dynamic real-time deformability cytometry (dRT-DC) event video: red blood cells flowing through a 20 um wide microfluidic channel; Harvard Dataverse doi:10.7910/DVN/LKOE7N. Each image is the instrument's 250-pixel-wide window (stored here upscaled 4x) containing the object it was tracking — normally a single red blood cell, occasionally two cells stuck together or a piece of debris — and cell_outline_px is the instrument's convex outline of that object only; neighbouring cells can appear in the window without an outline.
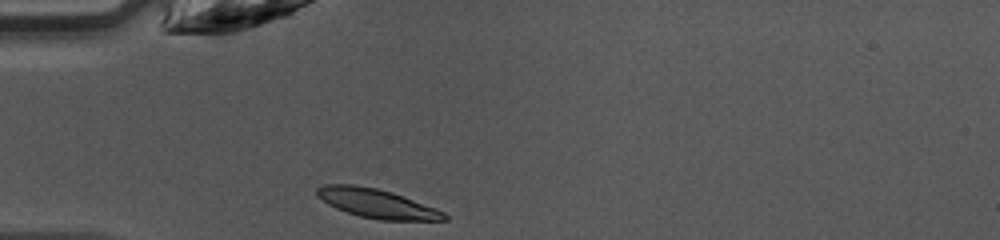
{"species": "common noctule bat (a hibernating species)", "species_latin": "Nyctalus noctula", "temperature_condition": "warm", "stored_images_in_passage": 34, "camera_frame_rate_fps": 3000, "um_per_image_px": 0.085, "animal": {"sex": "female", "body_mass_g": 10.0, "forearm_length_mm": 53.1}, "frame": {"image": 1, "passage_image": 1, "time_ms": 0.0, "image_size_px": [1000, 240], "cell_outline_px": [[448, 220], [380, 220], [360, 216], [336, 208], [328, 204], [316, 196], [316, 188], [324, 184], [352, 184], [376, 188], [392, 192], [404, 196], [436, 208], [444, 212], [448, 216]], "centroid_in_image_um": [32.03, 17.28], "position_along_channel_um": 53.0, "area_um2": 21.56}}
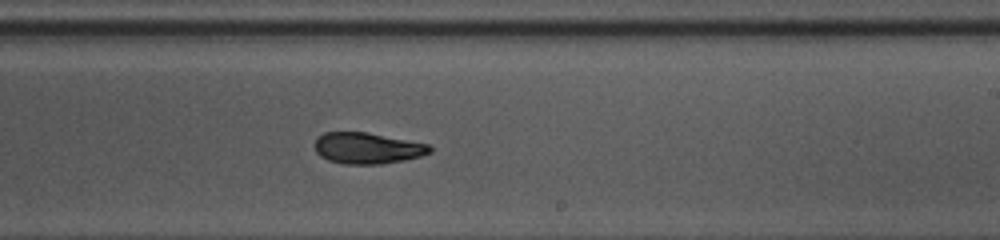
{"frame": {"image": 2, "passage_image": 16, "time_ms": 5.0, "image_size_px": [1000, 240], "cell_outline_px": [[432, 152], [420, 156], [404, 160], [380, 164], [344, 164], [328, 160], [320, 156], [316, 152], [316, 140], [324, 132], [368, 132], [428, 144], [432, 148]], "centroid_in_image_um": [31.24, 12.59], "position_along_channel_um": 257.8, "area_um2": 20.81}}
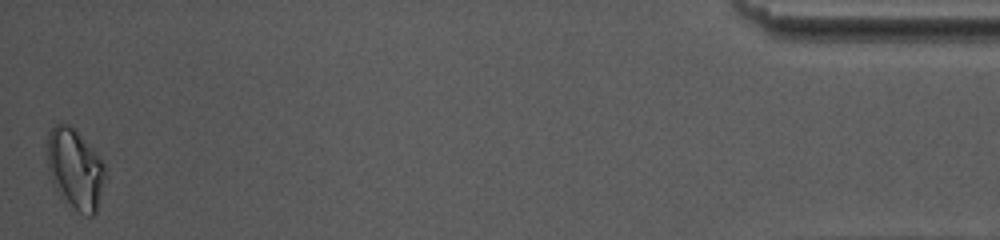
{"frame": {"image": 3, "passage_image": 34, "time_ms": 11.0, "image_size_px": [1000, 240], "cell_outline_px": [[108, 176], [96, 212], [92, 216], [88, 216], [80, 212], [64, 196], [52, 180], [48, 168], [48, 132], [60, 120], [76, 128], [104, 164]], "centroid_in_image_um": [6.44, 14.3], "position_along_channel_um": 428.8, "area_um2": 26.82}, "authors_computed_cell_mechanics": {"area_um2": 21.5883, "velocity_mm_per_s": 4.2696, "shape_relaxation_time_tau1_ms": 4.5632, "shape_relaxation_time_tau2_ms": 3.0903, "deformation_change_tau1": 0.131, "deformation_change_tau2": 0.0563}}